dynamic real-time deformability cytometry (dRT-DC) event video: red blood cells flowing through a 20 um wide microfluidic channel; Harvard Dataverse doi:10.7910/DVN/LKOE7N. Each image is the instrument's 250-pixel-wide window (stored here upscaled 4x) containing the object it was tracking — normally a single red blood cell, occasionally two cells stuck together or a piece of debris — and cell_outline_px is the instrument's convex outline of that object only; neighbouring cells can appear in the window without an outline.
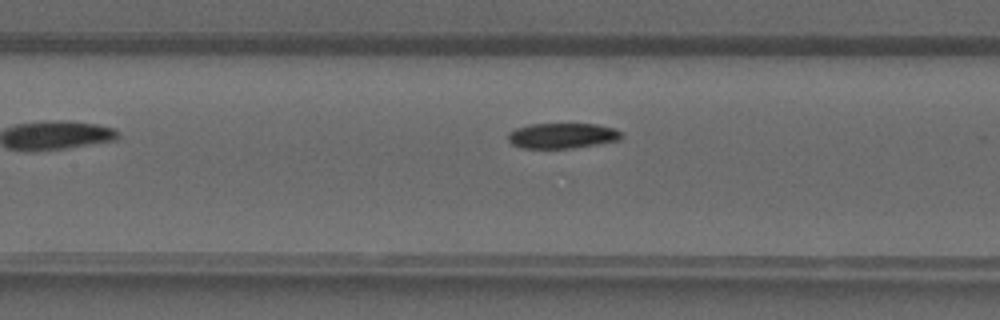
{"species": "common noctule bat (a hibernating species)", "species_latin": "Nyctalus noctula", "temperature_condition": "warm", "stored_images_in_passage": 26, "camera_frame_rate_fps": 3000, "um_per_image_px": 0.085, "animal": {"sex": "male", "forearm_length_mm": 52.5}, "frame": {"image": 1, "passage_image": 8, "time_ms": 2.333, "image_size_px": [1000, 320], "cell_outline_px": [[624, 136], [620, 140], [572, 148], [524, 148], [512, 144], [508, 140], [508, 136], [516, 128], [528, 124], [596, 124], [616, 128]], "centroid_in_image_um": [47.83, 11.53], "position_along_channel_um": 159.6, "area_um2": 16.7}}
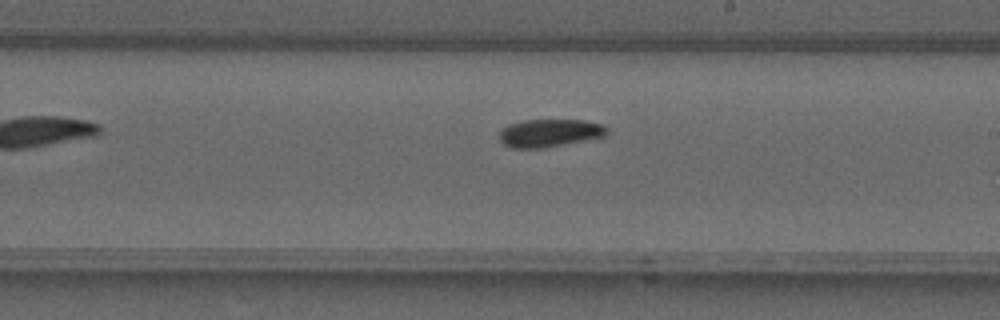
{"frame": {"image": 2, "passage_image": 13, "time_ms": 4.0, "image_size_px": [1000, 320], "cell_outline_px": [[608, 132], [604, 136], [544, 148], [512, 148], [504, 144], [500, 140], [500, 132], [508, 124], [524, 120], [588, 120], [604, 124], [608, 128]], "centroid_in_image_um": [46.74, 11.29], "position_along_channel_um": 242.3, "area_um2": 17.46}}
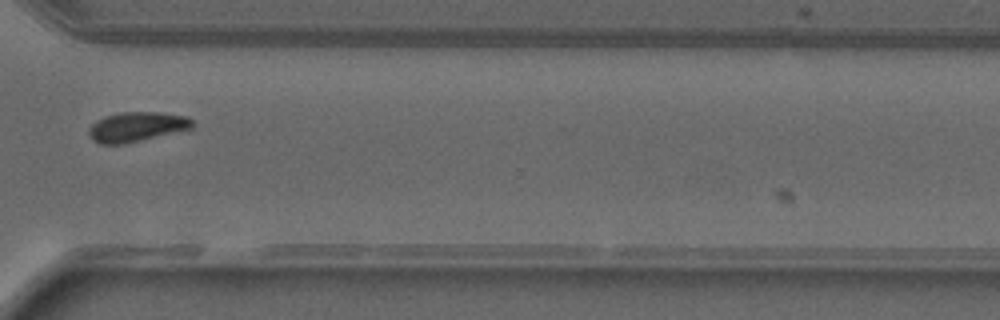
{"frame": {"image": 3, "passage_image": 20, "time_ms": 6.333, "image_size_px": [1000, 320], "cell_outline_px": [[192, 128], [124, 144], [100, 144], [92, 140], [88, 132], [88, 128], [96, 120], [104, 116], [120, 112], [164, 112], [188, 116], [192, 120]], "centroid_in_image_um": [11.59, 10.76], "position_along_channel_um": 359.0, "area_um2": 17.98}}